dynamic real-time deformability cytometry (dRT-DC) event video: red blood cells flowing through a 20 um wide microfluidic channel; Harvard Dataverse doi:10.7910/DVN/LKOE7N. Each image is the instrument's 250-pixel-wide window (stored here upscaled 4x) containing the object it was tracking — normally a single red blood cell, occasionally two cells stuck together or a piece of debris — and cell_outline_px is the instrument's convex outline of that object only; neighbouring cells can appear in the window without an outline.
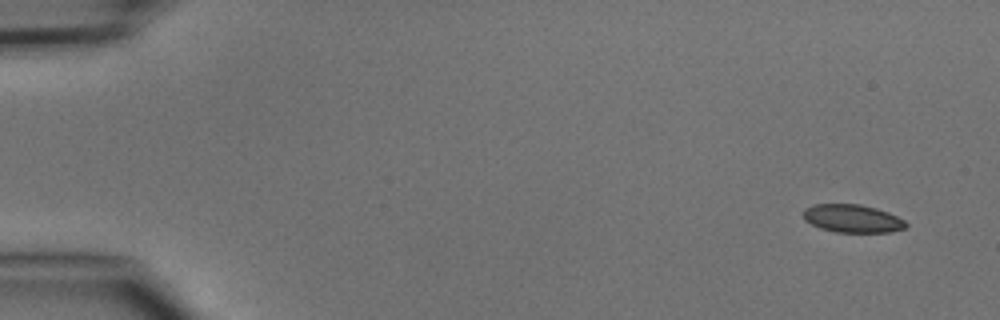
{"species": "common noctule bat (a hibernating species)", "species_latin": "Nyctalus noctula", "temperature_condition": "cold", "stored_images_in_passage": 5, "camera_frame_rate_fps": 3000, "um_per_image_px": 0.085, "animal": {"sex": "male", "body_mass_g": 15.6}, "frame": {"image": 1, "passage_image": 1, "time_ms": 0.0, "image_size_px": [1000, 320], "cell_outline_px": [[908, 224], [904, 228], [888, 232], [836, 232], [820, 228], [804, 220], [804, 208], [812, 204], [860, 204], [876, 208], [888, 212], [904, 220]], "centroid_in_image_um": [72.43, 18.56], "position_along_channel_um": 12.6, "area_um2": 16.7}}
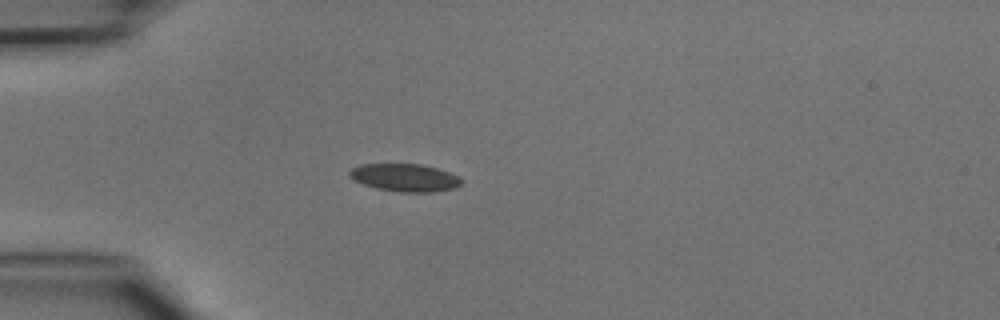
{"frame": {"image": 2, "passage_image": 4, "time_ms": 3.667, "image_size_px": [1000, 320], "cell_outline_px": [[464, 180], [456, 188], [432, 192], [400, 192], [376, 188], [364, 184], [348, 176], [348, 172], [352, 168], [360, 164], [420, 164], [436, 168], [460, 176]], "centroid_in_image_um": [34.43, 15.1], "position_along_channel_um": 50.6, "area_um2": 18.09}}